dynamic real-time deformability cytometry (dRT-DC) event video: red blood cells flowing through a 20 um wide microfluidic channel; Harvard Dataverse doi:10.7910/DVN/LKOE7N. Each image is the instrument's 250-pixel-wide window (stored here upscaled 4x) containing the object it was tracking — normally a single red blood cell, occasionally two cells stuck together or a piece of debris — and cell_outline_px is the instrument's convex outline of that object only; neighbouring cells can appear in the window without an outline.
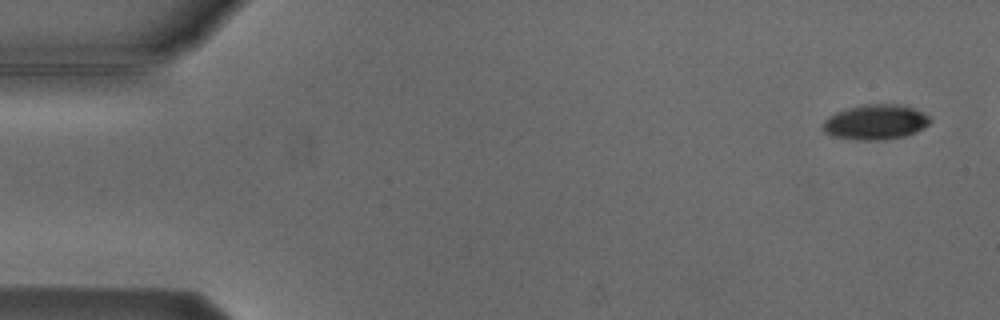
{"species": "Egyptian fruit bat (a non-hibernating species)", "species_latin": "Rousettus aegyptiacus", "temperature_condition": "cold", "stored_images_in_passage": 9, "camera_frame_rate_fps": 3000, "um_per_image_px": 0.085, "animal": {"sex": "male"}, "frame": {"image": 1, "passage_image": 1, "time_ms": 0.0, "image_size_px": [1000, 320], "cell_outline_px": [[932, 120], [924, 128], [916, 132], [904, 136], [876, 140], [868, 140], [832, 136], [824, 132], [824, 120], [828, 116], [836, 112], [848, 108], [864, 104], [900, 104], [912, 108], [928, 116]], "centroid_in_image_um": [74.42, 10.36], "position_along_channel_um": 10.6, "area_um2": 21.56}}
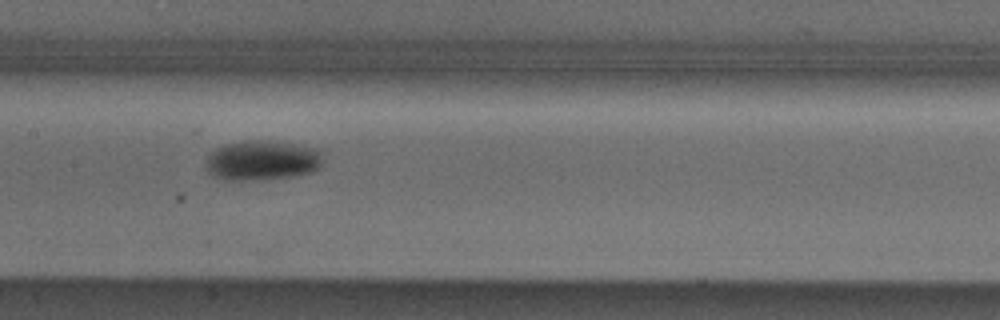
{"frame": {"image": 2, "passage_image": 8, "time_ms": 8.0, "image_size_px": [1000, 320], "cell_outline_px": [[324, 164], [312, 172], [292, 176], [244, 180], [224, 180], [212, 176], [208, 172], [204, 164], [204, 160], [216, 148], [228, 144], [244, 140], [268, 140], [320, 148], [324, 152]], "centroid_in_image_um": [22.32, 13.62], "position_along_channel_um": 185.1, "area_um2": 27.63}}
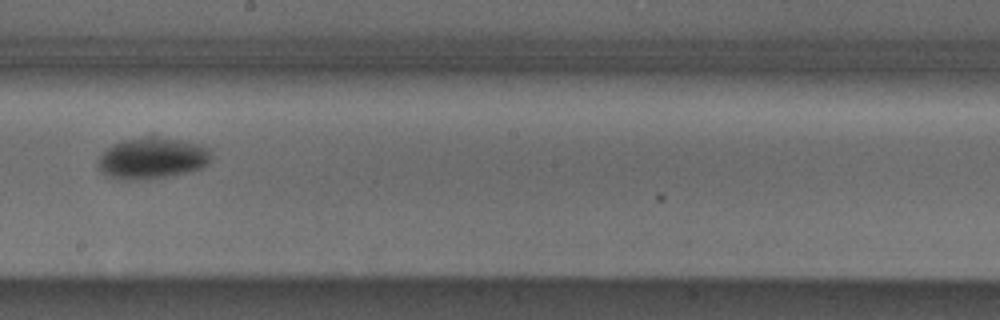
{"frame": {"image": 3, "passage_image": 9, "time_ms": 9.333, "image_size_px": [1000, 320], "cell_outline_px": [[208, 164], [200, 168], [168, 176], [148, 180], [124, 180], [108, 176], [100, 172], [96, 168], [96, 160], [112, 144], [124, 140], [152, 132], [200, 144], [208, 148]], "centroid_in_image_um": [12.87, 13.4], "position_along_channel_um": 235.3, "area_um2": 28.15}}